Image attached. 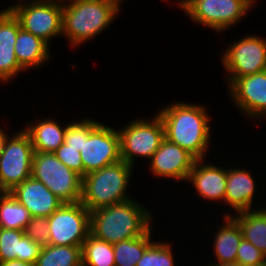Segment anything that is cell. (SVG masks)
Returning <instances> with one entry per match:
<instances>
[{"label": "cell", "instance_id": "obj_1", "mask_svg": "<svg viewBox=\"0 0 266 266\" xmlns=\"http://www.w3.org/2000/svg\"><path fill=\"white\" fill-rule=\"evenodd\" d=\"M205 108L180 101L172 102L158 111L165 138L187 150L197 160L206 158L211 142V119Z\"/></svg>", "mask_w": 266, "mask_h": 266}, {"label": "cell", "instance_id": "obj_2", "mask_svg": "<svg viewBox=\"0 0 266 266\" xmlns=\"http://www.w3.org/2000/svg\"><path fill=\"white\" fill-rule=\"evenodd\" d=\"M135 199L90 212V233L110 244L142 236L152 227V213Z\"/></svg>", "mask_w": 266, "mask_h": 266}, {"label": "cell", "instance_id": "obj_3", "mask_svg": "<svg viewBox=\"0 0 266 266\" xmlns=\"http://www.w3.org/2000/svg\"><path fill=\"white\" fill-rule=\"evenodd\" d=\"M118 14L103 0H63L62 36L72 47H78L98 37Z\"/></svg>", "mask_w": 266, "mask_h": 266}, {"label": "cell", "instance_id": "obj_4", "mask_svg": "<svg viewBox=\"0 0 266 266\" xmlns=\"http://www.w3.org/2000/svg\"><path fill=\"white\" fill-rule=\"evenodd\" d=\"M133 167L120 160L82 177L81 203L90 211L131 199L127 191Z\"/></svg>", "mask_w": 266, "mask_h": 266}, {"label": "cell", "instance_id": "obj_5", "mask_svg": "<svg viewBox=\"0 0 266 266\" xmlns=\"http://www.w3.org/2000/svg\"><path fill=\"white\" fill-rule=\"evenodd\" d=\"M83 176L119 162L120 137L118 129L88 118L83 119V146L80 150Z\"/></svg>", "mask_w": 266, "mask_h": 266}, {"label": "cell", "instance_id": "obj_6", "mask_svg": "<svg viewBox=\"0 0 266 266\" xmlns=\"http://www.w3.org/2000/svg\"><path fill=\"white\" fill-rule=\"evenodd\" d=\"M31 176L63 203L81 201L82 177L59 161L53 152H34Z\"/></svg>", "mask_w": 266, "mask_h": 266}, {"label": "cell", "instance_id": "obj_7", "mask_svg": "<svg viewBox=\"0 0 266 266\" xmlns=\"http://www.w3.org/2000/svg\"><path fill=\"white\" fill-rule=\"evenodd\" d=\"M118 133L121 160L131 166H135L137 157L150 160L165 138L163 123L157 113L150 120L143 118L132 120L118 130Z\"/></svg>", "mask_w": 266, "mask_h": 266}, {"label": "cell", "instance_id": "obj_8", "mask_svg": "<svg viewBox=\"0 0 266 266\" xmlns=\"http://www.w3.org/2000/svg\"><path fill=\"white\" fill-rule=\"evenodd\" d=\"M11 11L23 30L41 38L49 46L51 38L62 35V0H31L17 5Z\"/></svg>", "mask_w": 266, "mask_h": 266}, {"label": "cell", "instance_id": "obj_9", "mask_svg": "<svg viewBox=\"0 0 266 266\" xmlns=\"http://www.w3.org/2000/svg\"><path fill=\"white\" fill-rule=\"evenodd\" d=\"M49 245L82 246L90 234V211L81 203H63L48 218Z\"/></svg>", "mask_w": 266, "mask_h": 266}, {"label": "cell", "instance_id": "obj_10", "mask_svg": "<svg viewBox=\"0 0 266 266\" xmlns=\"http://www.w3.org/2000/svg\"><path fill=\"white\" fill-rule=\"evenodd\" d=\"M33 154L31 138L24 129L7 135L0 157V185L10 192L31 177Z\"/></svg>", "mask_w": 266, "mask_h": 266}, {"label": "cell", "instance_id": "obj_11", "mask_svg": "<svg viewBox=\"0 0 266 266\" xmlns=\"http://www.w3.org/2000/svg\"><path fill=\"white\" fill-rule=\"evenodd\" d=\"M221 57L227 85L235 78L266 70V38L247 35L225 48ZM229 75V76H228Z\"/></svg>", "mask_w": 266, "mask_h": 266}, {"label": "cell", "instance_id": "obj_12", "mask_svg": "<svg viewBox=\"0 0 266 266\" xmlns=\"http://www.w3.org/2000/svg\"><path fill=\"white\" fill-rule=\"evenodd\" d=\"M256 0H196L186 15L218 33L227 31L254 7ZM251 8V9H250Z\"/></svg>", "mask_w": 266, "mask_h": 266}, {"label": "cell", "instance_id": "obj_13", "mask_svg": "<svg viewBox=\"0 0 266 266\" xmlns=\"http://www.w3.org/2000/svg\"><path fill=\"white\" fill-rule=\"evenodd\" d=\"M228 85L231 102L245 116L266 119V70L235 78Z\"/></svg>", "mask_w": 266, "mask_h": 266}, {"label": "cell", "instance_id": "obj_14", "mask_svg": "<svg viewBox=\"0 0 266 266\" xmlns=\"http://www.w3.org/2000/svg\"><path fill=\"white\" fill-rule=\"evenodd\" d=\"M197 159L187 150L164 138L150 161V171L157 178L187 181Z\"/></svg>", "mask_w": 266, "mask_h": 266}, {"label": "cell", "instance_id": "obj_15", "mask_svg": "<svg viewBox=\"0 0 266 266\" xmlns=\"http://www.w3.org/2000/svg\"><path fill=\"white\" fill-rule=\"evenodd\" d=\"M32 217H49L63 202L32 176L10 191Z\"/></svg>", "mask_w": 266, "mask_h": 266}, {"label": "cell", "instance_id": "obj_16", "mask_svg": "<svg viewBox=\"0 0 266 266\" xmlns=\"http://www.w3.org/2000/svg\"><path fill=\"white\" fill-rule=\"evenodd\" d=\"M20 29V22L12 11H0V83L11 82L19 72L25 71L18 64L14 51Z\"/></svg>", "mask_w": 266, "mask_h": 266}, {"label": "cell", "instance_id": "obj_17", "mask_svg": "<svg viewBox=\"0 0 266 266\" xmlns=\"http://www.w3.org/2000/svg\"><path fill=\"white\" fill-rule=\"evenodd\" d=\"M187 184L191 183L201 198L208 201L225 200L227 169L217 164L205 163V159L196 160L191 169Z\"/></svg>", "mask_w": 266, "mask_h": 266}, {"label": "cell", "instance_id": "obj_18", "mask_svg": "<svg viewBox=\"0 0 266 266\" xmlns=\"http://www.w3.org/2000/svg\"><path fill=\"white\" fill-rule=\"evenodd\" d=\"M248 169H227V184L224 202L236 213L253 210L256 184Z\"/></svg>", "mask_w": 266, "mask_h": 266}, {"label": "cell", "instance_id": "obj_19", "mask_svg": "<svg viewBox=\"0 0 266 266\" xmlns=\"http://www.w3.org/2000/svg\"><path fill=\"white\" fill-rule=\"evenodd\" d=\"M41 248L23 230L0 227V262L20 260L34 265Z\"/></svg>", "mask_w": 266, "mask_h": 266}, {"label": "cell", "instance_id": "obj_20", "mask_svg": "<svg viewBox=\"0 0 266 266\" xmlns=\"http://www.w3.org/2000/svg\"><path fill=\"white\" fill-rule=\"evenodd\" d=\"M14 51L18 64L25 71L41 67L51 58L50 46L41 38L22 28L18 31Z\"/></svg>", "mask_w": 266, "mask_h": 266}, {"label": "cell", "instance_id": "obj_21", "mask_svg": "<svg viewBox=\"0 0 266 266\" xmlns=\"http://www.w3.org/2000/svg\"><path fill=\"white\" fill-rule=\"evenodd\" d=\"M222 214L223 223L215 232L213 251L216 263L236 262L237 249L243 239V234L238 222L229 214Z\"/></svg>", "mask_w": 266, "mask_h": 266}, {"label": "cell", "instance_id": "obj_22", "mask_svg": "<svg viewBox=\"0 0 266 266\" xmlns=\"http://www.w3.org/2000/svg\"><path fill=\"white\" fill-rule=\"evenodd\" d=\"M30 136L34 152H54L63 143L67 125H60L55 119L36 120L23 128Z\"/></svg>", "mask_w": 266, "mask_h": 266}, {"label": "cell", "instance_id": "obj_23", "mask_svg": "<svg viewBox=\"0 0 266 266\" xmlns=\"http://www.w3.org/2000/svg\"><path fill=\"white\" fill-rule=\"evenodd\" d=\"M240 225L243 238L266 256V207L231 215Z\"/></svg>", "mask_w": 266, "mask_h": 266}, {"label": "cell", "instance_id": "obj_24", "mask_svg": "<svg viewBox=\"0 0 266 266\" xmlns=\"http://www.w3.org/2000/svg\"><path fill=\"white\" fill-rule=\"evenodd\" d=\"M153 227L142 236L120 241L113 244L115 266H136L144 251L153 242L151 239Z\"/></svg>", "mask_w": 266, "mask_h": 266}, {"label": "cell", "instance_id": "obj_25", "mask_svg": "<svg viewBox=\"0 0 266 266\" xmlns=\"http://www.w3.org/2000/svg\"><path fill=\"white\" fill-rule=\"evenodd\" d=\"M34 266H82V246H44Z\"/></svg>", "mask_w": 266, "mask_h": 266}, {"label": "cell", "instance_id": "obj_26", "mask_svg": "<svg viewBox=\"0 0 266 266\" xmlns=\"http://www.w3.org/2000/svg\"><path fill=\"white\" fill-rule=\"evenodd\" d=\"M82 266H115L113 244L90 233L82 245Z\"/></svg>", "mask_w": 266, "mask_h": 266}, {"label": "cell", "instance_id": "obj_27", "mask_svg": "<svg viewBox=\"0 0 266 266\" xmlns=\"http://www.w3.org/2000/svg\"><path fill=\"white\" fill-rule=\"evenodd\" d=\"M32 216L9 192L0 205V227L25 230Z\"/></svg>", "mask_w": 266, "mask_h": 266}, {"label": "cell", "instance_id": "obj_28", "mask_svg": "<svg viewBox=\"0 0 266 266\" xmlns=\"http://www.w3.org/2000/svg\"><path fill=\"white\" fill-rule=\"evenodd\" d=\"M170 243L154 241L144 251L136 266H175V257Z\"/></svg>", "mask_w": 266, "mask_h": 266}, {"label": "cell", "instance_id": "obj_29", "mask_svg": "<svg viewBox=\"0 0 266 266\" xmlns=\"http://www.w3.org/2000/svg\"><path fill=\"white\" fill-rule=\"evenodd\" d=\"M24 234L41 247L49 245V226L47 217H32L25 227Z\"/></svg>", "mask_w": 266, "mask_h": 266}, {"label": "cell", "instance_id": "obj_30", "mask_svg": "<svg viewBox=\"0 0 266 266\" xmlns=\"http://www.w3.org/2000/svg\"><path fill=\"white\" fill-rule=\"evenodd\" d=\"M236 262L243 266L258 265L266 262V256L243 238L237 249Z\"/></svg>", "mask_w": 266, "mask_h": 266}, {"label": "cell", "instance_id": "obj_31", "mask_svg": "<svg viewBox=\"0 0 266 266\" xmlns=\"http://www.w3.org/2000/svg\"><path fill=\"white\" fill-rule=\"evenodd\" d=\"M53 153L65 166L83 177V162L79 151L63 143Z\"/></svg>", "mask_w": 266, "mask_h": 266}, {"label": "cell", "instance_id": "obj_32", "mask_svg": "<svg viewBox=\"0 0 266 266\" xmlns=\"http://www.w3.org/2000/svg\"><path fill=\"white\" fill-rule=\"evenodd\" d=\"M64 143L80 152L83 146V119L67 124Z\"/></svg>", "mask_w": 266, "mask_h": 266}, {"label": "cell", "instance_id": "obj_33", "mask_svg": "<svg viewBox=\"0 0 266 266\" xmlns=\"http://www.w3.org/2000/svg\"><path fill=\"white\" fill-rule=\"evenodd\" d=\"M0 266H34V265L20 260H8L0 262Z\"/></svg>", "mask_w": 266, "mask_h": 266}, {"label": "cell", "instance_id": "obj_34", "mask_svg": "<svg viewBox=\"0 0 266 266\" xmlns=\"http://www.w3.org/2000/svg\"><path fill=\"white\" fill-rule=\"evenodd\" d=\"M178 7L180 6V10L184 11L185 13L194 5L196 0H177Z\"/></svg>", "mask_w": 266, "mask_h": 266}, {"label": "cell", "instance_id": "obj_35", "mask_svg": "<svg viewBox=\"0 0 266 266\" xmlns=\"http://www.w3.org/2000/svg\"><path fill=\"white\" fill-rule=\"evenodd\" d=\"M105 3L113 6L118 12H120L121 4L123 0H103Z\"/></svg>", "mask_w": 266, "mask_h": 266}, {"label": "cell", "instance_id": "obj_36", "mask_svg": "<svg viewBox=\"0 0 266 266\" xmlns=\"http://www.w3.org/2000/svg\"><path fill=\"white\" fill-rule=\"evenodd\" d=\"M4 131L5 130L1 129V127H0V157L2 155L3 148H4L5 138L7 136L6 132H4Z\"/></svg>", "mask_w": 266, "mask_h": 266}, {"label": "cell", "instance_id": "obj_37", "mask_svg": "<svg viewBox=\"0 0 266 266\" xmlns=\"http://www.w3.org/2000/svg\"><path fill=\"white\" fill-rule=\"evenodd\" d=\"M209 266H243L239 264L238 262H228V263H213V264H208Z\"/></svg>", "mask_w": 266, "mask_h": 266}, {"label": "cell", "instance_id": "obj_38", "mask_svg": "<svg viewBox=\"0 0 266 266\" xmlns=\"http://www.w3.org/2000/svg\"><path fill=\"white\" fill-rule=\"evenodd\" d=\"M8 193H9V191L0 185V205Z\"/></svg>", "mask_w": 266, "mask_h": 266}, {"label": "cell", "instance_id": "obj_39", "mask_svg": "<svg viewBox=\"0 0 266 266\" xmlns=\"http://www.w3.org/2000/svg\"><path fill=\"white\" fill-rule=\"evenodd\" d=\"M17 1H19L18 3L19 4H14V5H11V6H9V7H7V8H3L4 9V11H11L13 8H15L17 5H21V4H24V3H27V0H17ZM26 1V2H25ZM28 2H29V0H28Z\"/></svg>", "mask_w": 266, "mask_h": 266}, {"label": "cell", "instance_id": "obj_40", "mask_svg": "<svg viewBox=\"0 0 266 266\" xmlns=\"http://www.w3.org/2000/svg\"><path fill=\"white\" fill-rule=\"evenodd\" d=\"M250 266H266V262L263 264H258V265H250Z\"/></svg>", "mask_w": 266, "mask_h": 266}]
</instances>
